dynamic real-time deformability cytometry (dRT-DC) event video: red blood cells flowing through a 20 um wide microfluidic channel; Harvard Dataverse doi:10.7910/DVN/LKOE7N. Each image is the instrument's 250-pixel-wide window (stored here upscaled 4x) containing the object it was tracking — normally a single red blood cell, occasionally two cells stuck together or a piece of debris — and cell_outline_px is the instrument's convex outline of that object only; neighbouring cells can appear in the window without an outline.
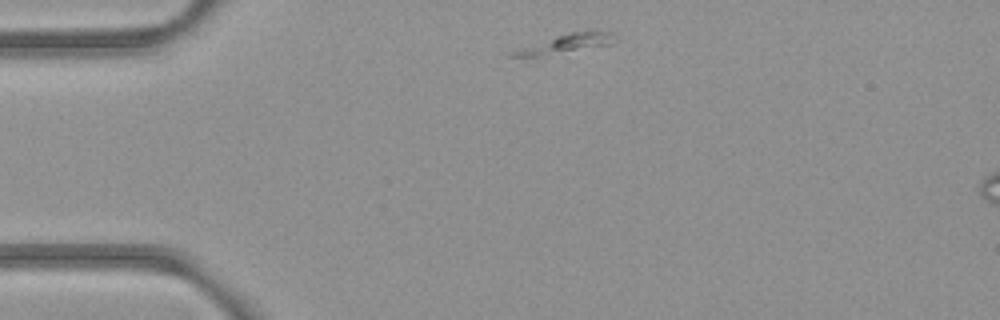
{"species": "common noctule bat (a hibernating species)", "species_latin": "Nyctalus noctula", "temperature_condition": "room temperature", "stored_images_in_passage": 43, "camera_frame_rate_fps": 3000, "um_per_image_px": 0.085, "animal": {"sex": "female", "body_mass_g": 21.9}, "frame": {"image": 1, "passage_image": 1, "time_ms": 0.0, "image_size_px": [1000, 320], "cell_outline_px": [[616, 40], [612, 44], [532, 64], [508, 56], [508, 52], [556, 36], [572, 32], [592, 28], [616, 32]], "centroid_in_image_um": [47.96, 3.86], "position_along_channel_um": 37.0, "area_um2": 14.1}}
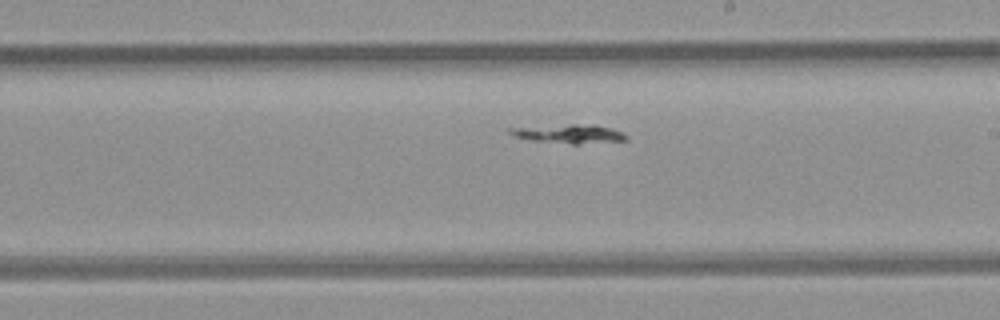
{"frame": {"image": 2, "passage_image": 20, "time_ms": 6.333, "image_size_px": [1000, 320], "cell_outline_px": [[628, 140], [576, 144], [572, 144], [532, 140], [516, 136], [508, 132], [508, 128], [568, 124], [592, 124], [612, 128], [628, 136]], "centroid_in_image_um": [48.41, 11.36], "position_along_channel_um": 240.6, "area_um2": 12.66}}
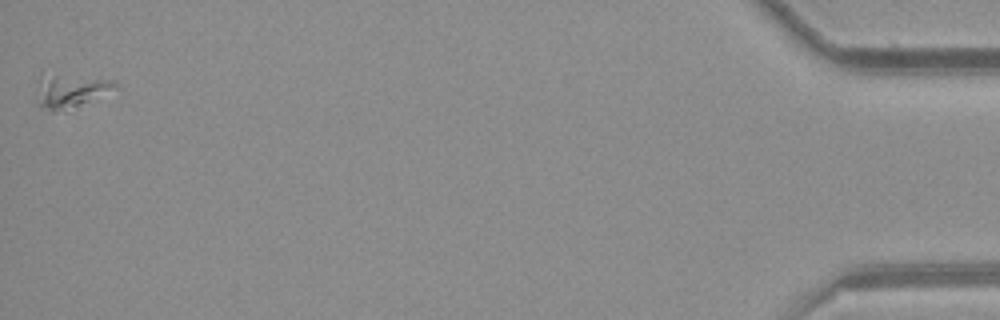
{"frame": {"image": 3, "passage_image": 43, "time_ms": 14.0, "image_size_px": [1000, 320], "cell_outline_px": [[120, 88], [64, 112], [52, 112], [40, 108], [40, 76], [116, 80], [120, 84]], "centroid_in_image_um": [6.12, 7.81], "position_along_channel_um": 429.1, "area_um2": 14.51}}